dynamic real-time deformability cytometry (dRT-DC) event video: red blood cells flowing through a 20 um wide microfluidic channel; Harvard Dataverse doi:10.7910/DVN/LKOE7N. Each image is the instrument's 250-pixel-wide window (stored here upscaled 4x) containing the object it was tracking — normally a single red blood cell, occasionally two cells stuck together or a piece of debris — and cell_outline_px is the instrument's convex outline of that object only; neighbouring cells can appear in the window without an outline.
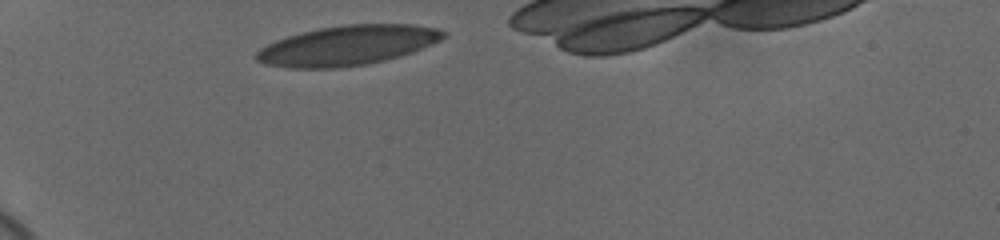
{"species": "human", "species_latin": "Homo sapiens", "temperature_condition": "cold", "stored_images_in_passage": 1, "camera_frame_rate_fps": 3000, "um_per_image_px": 0.085, "donor": {"sex": "female"}, "frame": {"image": 1, "passage_image": 1, "time_ms": 0.0, "image_size_px": [1000, 240], "cell_outline_px": [[448, 36], [432, 44], [412, 52], [400, 56], [368, 64], [336, 68], [288, 68], [264, 64], [256, 60], [256, 52], [260, 48], [276, 40], [288, 36], [320, 28], [344, 24], [412, 24], [436, 28], [448, 32]], "centroid_in_image_um": [29.56, 3.86], "position_along_channel_um": 55.4, "area_um2": 43.35}}